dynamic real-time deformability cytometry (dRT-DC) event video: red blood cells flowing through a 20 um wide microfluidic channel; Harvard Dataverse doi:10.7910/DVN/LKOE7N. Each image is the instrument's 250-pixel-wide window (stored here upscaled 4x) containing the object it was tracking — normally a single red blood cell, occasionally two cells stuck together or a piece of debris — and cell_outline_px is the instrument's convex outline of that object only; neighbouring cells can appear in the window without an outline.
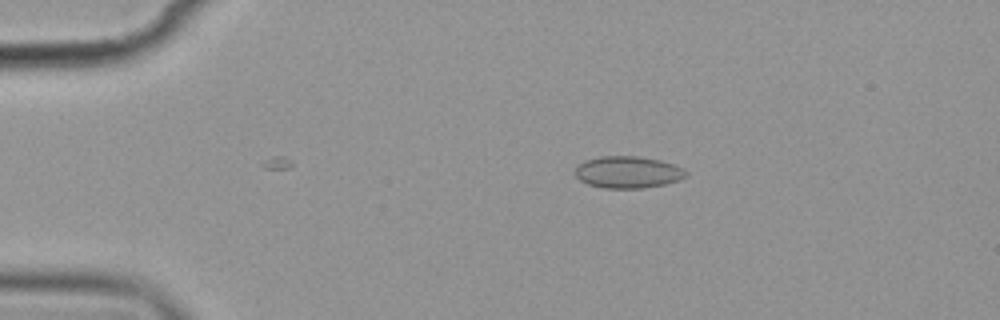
{"species": "common noctule bat (a hibernating species)", "species_latin": "Nyctalus noctula", "temperature_condition": "cold", "stored_images_in_passage": 5, "camera_frame_rate_fps": 3000, "um_per_image_px": 0.085, "animal": {"sex": "female", "body_mass_g": 19.9}, "frame": {"image": 1, "passage_image": 2, "time_ms": 1.333, "image_size_px": [1000, 320], "cell_outline_px": [[688, 176], [680, 180], [664, 184], [644, 188], [604, 188], [588, 184], [580, 180], [576, 176], [576, 168], [584, 160], [600, 156], [640, 156], [660, 160], [684, 168], [688, 172]], "centroid_in_image_um": [53.41, 14.63], "position_along_channel_um": 31.6, "area_um2": 20.69}}
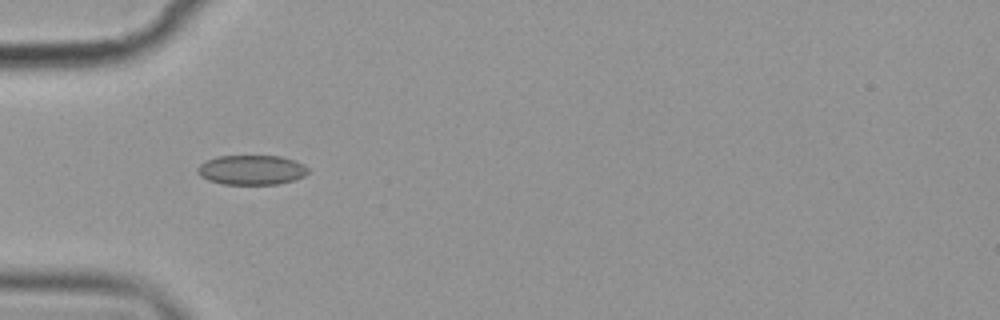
{"frame": {"image": 2, "passage_image": 4, "time_ms": 3.667, "image_size_px": [1000, 320], "cell_outline_px": [[308, 172], [304, 176], [280, 184], [220, 184], [208, 180], [200, 176], [196, 172], [196, 168], [200, 164], [216, 156], [280, 156], [304, 164], [308, 168]], "centroid_in_image_um": [21.35, 14.45], "position_along_channel_um": 63.6, "area_um2": 19.13}}
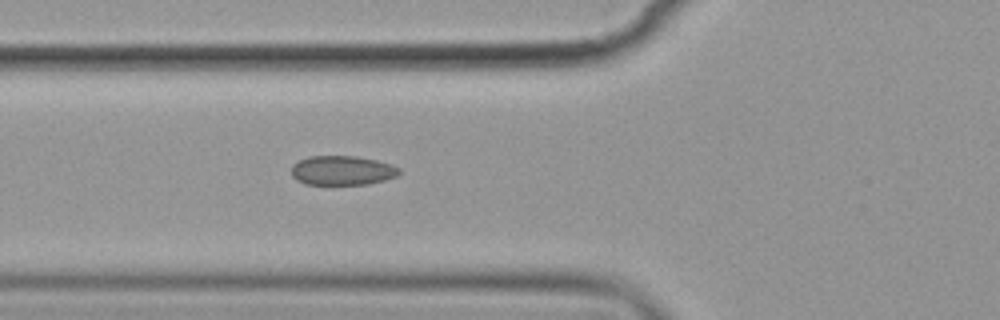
{"frame": {"image": 3, "passage_image": 5, "time_ms": 4.667, "image_size_px": [1000, 320], "cell_outline_px": [[400, 172], [396, 176], [384, 180], [368, 184], [304, 184], [296, 180], [292, 176], [292, 164], [308, 156], [356, 156], [376, 160], [392, 164], [400, 168]], "centroid_in_image_um": [29.08, 14.48], "position_along_channel_um": 96.7, "area_um2": 18.5}}